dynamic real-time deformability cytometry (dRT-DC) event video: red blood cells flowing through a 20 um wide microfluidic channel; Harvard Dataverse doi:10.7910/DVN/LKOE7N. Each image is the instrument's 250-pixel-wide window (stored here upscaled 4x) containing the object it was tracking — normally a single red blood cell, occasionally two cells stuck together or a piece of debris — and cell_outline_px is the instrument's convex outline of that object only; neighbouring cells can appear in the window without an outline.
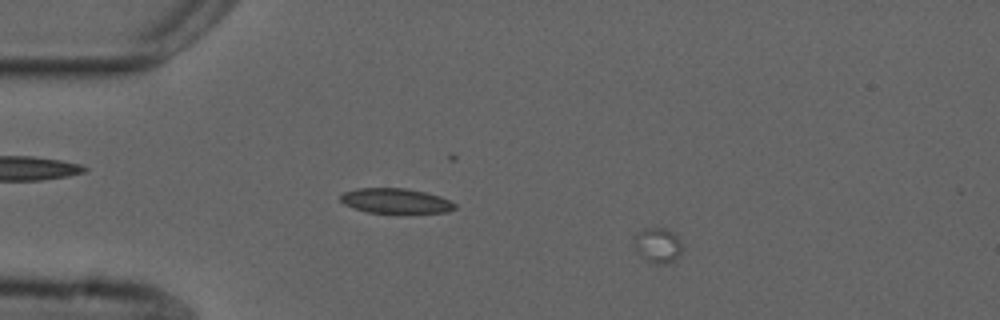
{"species": "common noctule bat (a hibernating species)", "species_latin": "Nyctalus noctula", "temperature_condition": "cold", "stored_images_in_passage": 8, "camera_frame_rate_fps": 3000, "um_per_image_px": 0.085, "animal": {"sex": "male", "forearm_length_mm": 52.5}, "frame": {"image": 1, "passage_image": 1, "time_ms": 0.0, "image_size_px": [1000, 320], "cell_outline_px": [[684, 248], [668, 264], [660, 264], [644, 260], [636, 252], [632, 236], [636, 232], [644, 228], [664, 228], [672, 232], [680, 240]], "centroid_in_image_um": [55.85, 20.83], "position_along_channel_um": 29.1, "area_um2": 10.0}}